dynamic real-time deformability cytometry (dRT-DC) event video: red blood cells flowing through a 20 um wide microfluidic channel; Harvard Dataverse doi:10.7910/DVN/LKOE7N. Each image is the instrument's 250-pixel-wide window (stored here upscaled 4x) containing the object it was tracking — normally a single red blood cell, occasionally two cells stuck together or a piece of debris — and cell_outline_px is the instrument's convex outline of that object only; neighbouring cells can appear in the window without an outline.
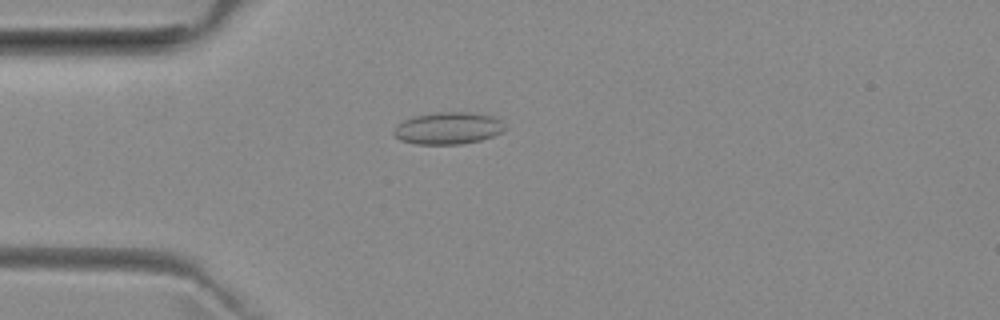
{"species": "common noctule bat (a hibernating species)", "species_latin": "Nyctalus noctula", "temperature_condition": "room temperature", "stored_images_in_passage": 32, "camera_frame_rate_fps": 3000, "um_per_image_px": 0.085, "animal": {"sex": "female", "body_mass_g": 29.2, "forearm_length_mm": 56.3}, "frame": {"image": 1, "passage_image": 14, "time_ms": 4.333, "image_size_px": [1000, 320], "cell_outline_px": [[508, 128], [504, 132], [480, 140], [460, 144], [416, 144], [400, 140], [392, 132], [396, 124], [412, 116], [436, 112], [468, 112], [492, 116], [500, 120]], "centroid_in_image_um": [38.09, 10.89], "position_along_channel_um": 46.9, "area_um2": 20.92}}
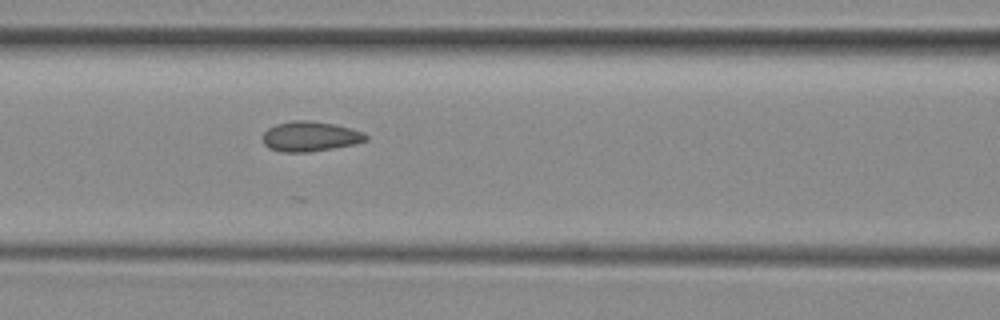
{"frame": {"image": 2, "passage_image": 22, "time_ms": 7.0, "image_size_px": [1000, 320], "cell_outline_px": [[368, 140], [356, 144], [308, 152], [280, 152], [268, 148], [264, 144], [260, 136], [268, 128], [276, 124], [292, 120], [312, 120], [336, 124], [352, 128], [364, 132], [368, 136]], "centroid_in_image_um": [26.35, 11.59], "position_along_channel_um": 140.2, "area_um2": 18.44}}
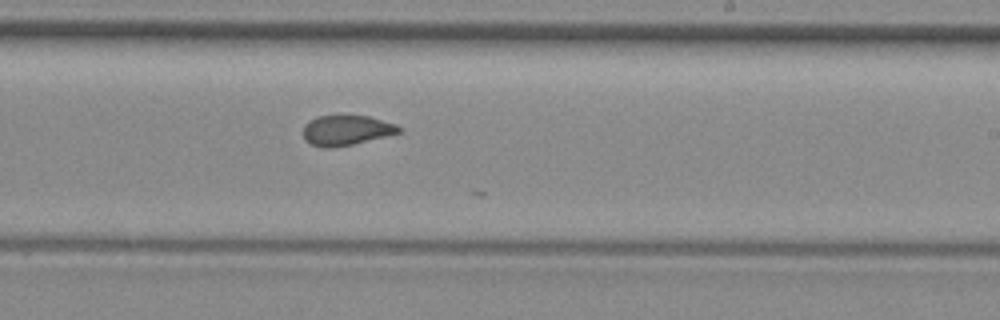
{"frame": {"image": 3, "passage_image": 31, "time_ms": 10.0, "image_size_px": [1000, 320], "cell_outline_px": [[404, 128], [400, 132], [352, 144], [332, 148], [324, 148], [312, 144], [304, 140], [304, 124], [308, 120], [316, 116], [368, 116], [396, 124]], "centroid_in_image_um": [29.41, 11.07], "position_along_channel_um": 259.6, "area_um2": 16.65}}